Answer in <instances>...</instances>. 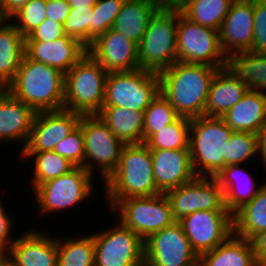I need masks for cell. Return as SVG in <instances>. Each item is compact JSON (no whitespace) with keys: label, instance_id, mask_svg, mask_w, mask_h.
I'll return each instance as SVG.
<instances>
[{"label":"cell","instance_id":"6da1fadb","mask_svg":"<svg viewBox=\"0 0 266 266\" xmlns=\"http://www.w3.org/2000/svg\"><path fill=\"white\" fill-rule=\"evenodd\" d=\"M219 69L177 61L159 73L160 93L180 116H203L212 79Z\"/></svg>","mask_w":266,"mask_h":266},{"label":"cell","instance_id":"7a4b0ae2","mask_svg":"<svg viewBox=\"0 0 266 266\" xmlns=\"http://www.w3.org/2000/svg\"><path fill=\"white\" fill-rule=\"evenodd\" d=\"M65 74L24 55L14 80L6 90L35 112L64 109Z\"/></svg>","mask_w":266,"mask_h":266},{"label":"cell","instance_id":"3957f363","mask_svg":"<svg viewBox=\"0 0 266 266\" xmlns=\"http://www.w3.org/2000/svg\"><path fill=\"white\" fill-rule=\"evenodd\" d=\"M103 184L109 209L122 199L161 194L154 179L149 147L145 143L125 144L116 170Z\"/></svg>","mask_w":266,"mask_h":266},{"label":"cell","instance_id":"277c9868","mask_svg":"<svg viewBox=\"0 0 266 266\" xmlns=\"http://www.w3.org/2000/svg\"><path fill=\"white\" fill-rule=\"evenodd\" d=\"M179 9L163 4L152 16L138 45L139 68L160 73L177 62Z\"/></svg>","mask_w":266,"mask_h":266},{"label":"cell","instance_id":"5b68a950","mask_svg":"<svg viewBox=\"0 0 266 266\" xmlns=\"http://www.w3.org/2000/svg\"><path fill=\"white\" fill-rule=\"evenodd\" d=\"M232 133L221 117L191 118L189 150L196 176L216 177L225 168V143Z\"/></svg>","mask_w":266,"mask_h":266},{"label":"cell","instance_id":"8992f818","mask_svg":"<svg viewBox=\"0 0 266 266\" xmlns=\"http://www.w3.org/2000/svg\"><path fill=\"white\" fill-rule=\"evenodd\" d=\"M108 73L87 52L66 74L64 109L81 115L98 114L104 104Z\"/></svg>","mask_w":266,"mask_h":266},{"label":"cell","instance_id":"52a82bcc","mask_svg":"<svg viewBox=\"0 0 266 266\" xmlns=\"http://www.w3.org/2000/svg\"><path fill=\"white\" fill-rule=\"evenodd\" d=\"M159 93V73L140 68L110 72L106 79L103 106L145 111Z\"/></svg>","mask_w":266,"mask_h":266},{"label":"cell","instance_id":"ba28073f","mask_svg":"<svg viewBox=\"0 0 266 266\" xmlns=\"http://www.w3.org/2000/svg\"><path fill=\"white\" fill-rule=\"evenodd\" d=\"M78 125L84 137L85 169L93 175V171L99 168L104 183L116 170L125 144L98 114L82 115Z\"/></svg>","mask_w":266,"mask_h":266},{"label":"cell","instance_id":"9c48e42d","mask_svg":"<svg viewBox=\"0 0 266 266\" xmlns=\"http://www.w3.org/2000/svg\"><path fill=\"white\" fill-rule=\"evenodd\" d=\"M119 221L144 241L152 234L172 225L175 220L164 193L155 196L119 200L112 208Z\"/></svg>","mask_w":266,"mask_h":266},{"label":"cell","instance_id":"30bf717a","mask_svg":"<svg viewBox=\"0 0 266 266\" xmlns=\"http://www.w3.org/2000/svg\"><path fill=\"white\" fill-rule=\"evenodd\" d=\"M115 227L91 234L94 266H144V240L120 221Z\"/></svg>","mask_w":266,"mask_h":266},{"label":"cell","instance_id":"8fae6325","mask_svg":"<svg viewBox=\"0 0 266 266\" xmlns=\"http://www.w3.org/2000/svg\"><path fill=\"white\" fill-rule=\"evenodd\" d=\"M177 61L224 68L226 56L220 46L219 31L191 22L179 10Z\"/></svg>","mask_w":266,"mask_h":266},{"label":"cell","instance_id":"7c38bea8","mask_svg":"<svg viewBox=\"0 0 266 266\" xmlns=\"http://www.w3.org/2000/svg\"><path fill=\"white\" fill-rule=\"evenodd\" d=\"M93 175L84 167H74L68 173L41 183L35 190L36 204L41 214L58 212L87 200L93 191Z\"/></svg>","mask_w":266,"mask_h":266},{"label":"cell","instance_id":"4fadbf2b","mask_svg":"<svg viewBox=\"0 0 266 266\" xmlns=\"http://www.w3.org/2000/svg\"><path fill=\"white\" fill-rule=\"evenodd\" d=\"M164 194L175 221L196 211H229L225 207L223 189L215 177L196 176Z\"/></svg>","mask_w":266,"mask_h":266},{"label":"cell","instance_id":"5bb4252c","mask_svg":"<svg viewBox=\"0 0 266 266\" xmlns=\"http://www.w3.org/2000/svg\"><path fill=\"white\" fill-rule=\"evenodd\" d=\"M178 222L198 257L213 250L234 233L230 211H196Z\"/></svg>","mask_w":266,"mask_h":266},{"label":"cell","instance_id":"9a60e30c","mask_svg":"<svg viewBox=\"0 0 266 266\" xmlns=\"http://www.w3.org/2000/svg\"><path fill=\"white\" fill-rule=\"evenodd\" d=\"M144 247V266H191L199 261L178 221L152 234Z\"/></svg>","mask_w":266,"mask_h":266},{"label":"cell","instance_id":"2e32d148","mask_svg":"<svg viewBox=\"0 0 266 266\" xmlns=\"http://www.w3.org/2000/svg\"><path fill=\"white\" fill-rule=\"evenodd\" d=\"M81 116L66 109L36 112L29 140L21 153L53 151L78 126Z\"/></svg>","mask_w":266,"mask_h":266},{"label":"cell","instance_id":"e0dca14e","mask_svg":"<svg viewBox=\"0 0 266 266\" xmlns=\"http://www.w3.org/2000/svg\"><path fill=\"white\" fill-rule=\"evenodd\" d=\"M87 52L107 73L139 68L138 45L112 28L97 37Z\"/></svg>","mask_w":266,"mask_h":266},{"label":"cell","instance_id":"ac0fdd59","mask_svg":"<svg viewBox=\"0 0 266 266\" xmlns=\"http://www.w3.org/2000/svg\"><path fill=\"white\" fill-rule=\"evenodd\" d=\"M253 32V0H234L219 29L220 46L226 58L251 51Z\"/></svg>","mask_w":266,"mask_h":266},{"label":"cell","instance_id":"d6986e66","mask_svg":"<svg viewBox=\"0 0 266 266\" xmlns=\"http://www.w3.org/2000/svg\"><path fill=\"white\" fill-rule=\"evenodd\" d=\"M153 175L158 190L165 193L193 180L194 173L189 149L151 150Z\"/></svg>","mask_w":266,"mask_h":266},{"label":"cell","instance_id":"ffe728a7","mask_svg":"<svg viewBox=\"0 0 266 266\" xmlns=\"http://www.w3.org/2000/svg\"><path fill=\"white\" fill-rule=\"evenodd\" d=\"M55 238L37 230L18 236L6 251L12 266H57L58 237Z\"/></svg>","mask_w":266,"mask_h":266},{"label":"cell","instance_id":"44dd1931","mask_svg":"<svg viewBox=\"0 0 266 266\" xmlns=\"http://www.w3.org/2000/svg\"><path fill=\"white\" fill-rule=\"evenodd\" d=\"M87 48L77 39L67 36L51 42H25V55L66 74L85 54Z\"/></svg>","mask_w":266,"mask_h":266},{"label":"cell","instance_id":"7402d4cb","mask_svg":"<svg viewBox=\"0 0 266 266\" xmlns=\"http://www.w3.org/2000/svg\"><path fill=\"white\" fill-rule=\"evenodd\" d=\"M35 114L29 105L17 100L3 89L0 92V143L22 142L24 150L31 134Z\"/></svg>","mask_w":266,"mask_h":266},{"label":"cell","instance_id":"603a6c76","mask_svg":"<svg viewBox=\"0 0 266 266\" xmlns=\"http://www.w3.org/2000/svg\"><path fill=\"white\" fill-rule=\"evenodd\" d=\"M247 86L224 67L212 79L203 116L221 117L248 92Z\"/></svg>","mask_w":266,"mask_h":266},{"label":"cell","instance_id":"cb8c5ba5","mask_svg":"<svg viewBox=\"0 0 266 266\" xmlns=\"http://www.w3.org/2000/svg\"><path fill=\"white\" fill-rule=\"evenodd\" d=\"M221 118L233 131L257 134L266 121V92L248 90Z\"/></svg>","mask_w":266,"mask_h":266},{"label":"cell","instance_id":"d4e9b609","mask_svg":"<svg viewBox=\"0 0 266 266\" xmlns=\"http://www.w3.org/2000/svg\"><path fill=\"white\" fill-rule=\"evenodd\" d=\"M162 5L160 0H125L112 29L139 45L150 19Z\"/></svg>","mask_w":266,"mask_h":266},{"label":"cell","instance_id":"484cf974","mask_svg":"<svg viewBox=\"0 0 266 266\" xmlns=\"http://www.w3.org/2000/svg\"><path fill=\"white\" fill-rule=\"evenodd\" d=\"M24 55L25 38L10 19H0V86L3 89L14 80Z\"/></svg>","mask_w":266,"mask_h":266},{"label":"cell","instance_id":"4316f807","mask_svg":"<svg viewBox=\"0 0 266 266\" xmlns=\"http://www.w3.org/2000/svg\"><path fill=\"white\" fill-rule=\"evenodd\" d=\"M201 266H259L253 244L234 233L213 250L199 257Z\"/></svg>","mask_w":266,"mask_h":266},{"label":"cell","instance_id":"83f0119b","mask_svg":"<svg viewBox=\"0 0 266 266\" xmlns=\"http://www.w3.org/2000/svg\"><path fill=\"white\" fill-rule=\"evenodd\" d=\"M241 164L236 165H229L223 168L215 177L218 181L220 187L223 189L224 192V201H225V207L234 215L240 208H242L245 204L249 203L251 200H253L256 196V194L259 191V188L261 185H258V189L255 188V182L252 175H250L247 170L244 168L241 169ZM240 173V174H239ZM243 173V175H242ZM242 175V176H240ZM242 181L246 182L243 183L244 185L248 186V188L243 189V187L240 186V183ZM247 176V177H246ZM241 182H240V181ZM237 182V183H236ZM242 188L240 189L239 186ZM242 184V183H241ZM239 187V188H238Z\"/></svg>","mask_w":266,"mask_h":266},{"label":"cell","instance_id":"f1b7e54d","mask_svg":"<svg viewBox=\"0 0 266 266\" xmlns=\"http://www.w3.org/2000/svg\"><path fill=\"white\" fill-rule=\"evenodd\" d=\"M98 115L124 144L143 143L144 111L103 106Z\"/></svg>","mask_w":266,"mask_h":266},{"label":"cell","instance_id":"f546056e","mask_svg":"<svg viewBox=\"0 0 266 266\" xmlns=\"http://www.w3.org/2000/svg\"><path fill=\"white\" fill-rule=\"evenodd\" d=\"M225 67L249 90L266 92V54L252 51L232 54Z\"/></svg>","mask_w":266,"mask_h":266},{"label":"cell","instance_id":"4dcf8cb0","mask_svg":"<svg viewBox=\"0 0 266 266\" xmlns=\"http://www.w3.org/2000/svg\"><path fill=\"white\" fill-rule=\"evenodd\" d=\"M234 234L252 240L266 230V183L261 184L255 198L233 215Z\"/></svg>","mask_w":266,"mask_h":266},{"label":"cell","instance_id":"1f68e13d","mask_svg":"<svg viewBox=\"0 0 266 266\" xmlns=\"http://www.w3.org/2000/svg\"><path fill=\"white\" fill-rule=\"evenodd\" d=\"M233 2L234 0H178L175 5L191 22L219 31Z\"/></svg>","mask_w":266,"mask_h":266},{"label":"cell","instance_id":"d6a6232c","mask_svg":"<svg viewBox=\"0 0 266 266\" xmlns=\"http://www.w3.org/2000/svg\"><path fill=\"white\" fill-rule=\"evenodd\" d=\"M23 159L35 157L34 165H32L33 177L31 179L32 190L34 191L41 183L58 178L63 174L68 173L75 166L67 159L60 156L54 151H41L38 153H21Z\"/></svg>","mask_w":266,"mask_h":266},{"label":"cell","instance_id":"836d02e7","mask_svg":"<svg viewBox=\"0 0 266 266\" xmlns=\"http://www.w3.org/2000/svg\"><path fill=\"white\" fill-rule=\"evenodd\" d=\"M57 239V266H94V241L92 235Z\"/></svg>","mask_w":266,"mask_h":266},{"label":"cell","instance_id":"e575fe53","mask_svg":"<svg viewBox=\"0 0 266 266\" xmlns=\"http://www.w3.org/2000/svg\"><path fill=\"white\" fill-rule=\"evenodd\" d=\"M190 118L180 116L175 122L160 129L145 144L150 150L189 149Z\"/></svg>","mask_w":266,"mask_h":266},{"label":"cell","instance_id":"d590c367","mask_svg":"<svg viewBox=\"0 0 266 266\" xmlns=\"http://www.w3.org/2000/svg\"><path fill=\"white\" fill-rule=\"evenodd\" d=\"M179 117L174 107L159 93L144 111L143 143Z\"/></svg>","mask_w":266,"mask_h":266},{"label":"cell","instance_id":"8d00e7d4","mask_svg":"<svg viewBox=\"0 0 266 266\" xmlns=\"http://www.w3.org/2000/svg\"><path fill=\"white\" fill-rule=\"evenodd\" d=\"M258 135L251 132L233 131L225 143V167L246 162L258 155Z\"/></svg>","mask_w":266,"mask_h":266},{"label":"cell","instance_id":"74e56055","mask_svg":"<svg viewBox=\"0 0 266 266\" xmlns=\"http://www.w3.org/2000/svg\"><path fill=\"white\" fill-rule=\"evenodd\" d=\"M125 0H98L93 7L90 23V45L93 41L112 28L116 16Z\"/></svg>","mask_w":266,"mask_h":266},{"label":"cell","instance_id":"f35d334b","mask_svg":"<svg viewBox=\"0 0 266 266\" xmlns=\"http://www.w3.org/2000/svg\"><path fill=\"white\" fill-rule=\"evenodd\" d=\"M93 9V7L71 8L63 24L64 33L77 39L86 48L90 46V23Z\"/></svg>","mask_w":266,"mask_h":266},{"label":"cell","instance_id":"ab89813d","mask_svg":"<svg viewBox=\"0 0 266 266\" xmlns=\"http://www.w3.org/2000/svg\"><path fill=\"white\" fill-rule=\"evenodd\" d=\"M46 11V0H31L21 7L10 20L15 19L12 23L17 27L20 34L26 38L47 18Z\"/></svg>","mask_w":266,"mask_h":266},{"label":"cell","instance_id":"60d3db41","mask_svg":"<svg viewBox=\"0 0 266 266\" xmlns=\"http://www.w3.org/2000/svg\"><path fill=\"white\" fill-rule=\"evenodd\" d=\"M53 151L67 159L75 167L85 168L84 137L81 127L78 125L55 146Z\"/></svg>","mask_w":266,"mask_h":266},{"label":"cell","instance_id":"b9f144b4","mask_svg":"<svg viewBox=\"0 0 266 266\" xmlns=\"http://www.w3.org/2000/svg\"><path fill=\"white\" fill-rule=\"evenodd\" d=\"M254 32L251 51L266 54V0H253Z\"/></svg>","mask_w":266,"mask_h":266},{"label":"cell","instance_id":"7bdbcfd3","mask_svg":"<svg viewBox=\"0 0 266 266\" xmlns=\"http://www.w3.org/2000/svg\"><path fill=\"white\" fill-rule=\"evenodd\" d=\"M64 35L63 24L46 18L25 38V42H51Z\"/></svg>","mask_w":266,"mask_h":266},{"label":"cell","instance_id":"ee69618b","mask_svg":"<svg viewBox=\"0 0 266 266\" xmlns=\"http://www.w3.org/2000/svg\"><path fill=\"white\" fill-rule=\"evenodd\" d=\"M12 221L6 209L0 205V250L3 252H6L16 240V238L11 239Z\"/></svg>","mask_w":266,"mask_h":266},{"label":"cell","instance_id":"f6af8a7d","mask_svg":"<svg viewBox=\"0 0 266 266\" xmlns=\"http://www.w3.org/2000/svg\"><path fill=\"white\" fill-rule=\"evenodd\" d=\"M46 10L47 18L64 24L71 6L67 0H46Z\"/></svg>","mask_w":266,"mask_h":266},{"label":"cell","instance_id":"bcb514c9","mask_svg":"<svg viewBox=\"0 0 266 266\" xmlns=\"http://www.w3.org/2000/svg\"><path fill=\"white\" fill-rule=\"evenodd\" d=\"M31 0H0V19H10L17 11Z\"/></svg>","mask_w":266,"mask_h":266},{"label":"cell","instance_id":"7dc6e473","mask_svg":"<svg viewBox=\"0 0 266 266\" xmlns=\"http://www.w3.org/2000/svg\"><path fill=\"white\" fill-rule=\"evenodd\" d=\"M251 242L258 265L266 266V230L257 234Z\"/></svg>","mask_w":266,"mask_h":266},{"label":"cell","instance_id":"c3c4849f","mask_svg":"<svg viewBox=\"0 0 266 266\" xmlns=\"http://www.w3.org/2000/svg\"><path fill=\"white\" fill-rule=\"evenodd\" d=\"M258 135V155L266 169V121L262 124Z\"/></svg>","mask_w":266,"mask_h":266},{"label":"cell","instance_id":"681fc988","mask_svg":"<svg viewBox=\"0 0 266 266\" xmlns=\"http://www.w3.org/2000/svg\"><path fill=\"white\" fill-rule=\"evenodd\" d=\"M98 0H67L71 8L94 7Z\"/></svg>","mask_w":266,"mask_h":266},{"label":"cell","instance_id":"f907efd6","mask_svg":"<svg viewBox=\"0 0 266 266\" xmlns=\"http://www.w3.org/2000/svg\"><path fill=\"white\" fill-rule=\"evenodd\" d=\"M0 266H12L11 258L7 252L0 254Z\"/></svg>","mask_w":266,"mask_h":266},{"label":"cell","instance_id":"816d5d0a","mask_svg":"<svg viewBox=\"0 0 266 266\" xmlns=\"http://www.w3.org/2000/svg\"><path fill=\"white\" fill-rule=\"evenodd\" d=\"M191 266H201L200 261H198L197 263H195V264H193Z\"/></svg>","mask_w":266,"mask_h":266}]
</instances>
